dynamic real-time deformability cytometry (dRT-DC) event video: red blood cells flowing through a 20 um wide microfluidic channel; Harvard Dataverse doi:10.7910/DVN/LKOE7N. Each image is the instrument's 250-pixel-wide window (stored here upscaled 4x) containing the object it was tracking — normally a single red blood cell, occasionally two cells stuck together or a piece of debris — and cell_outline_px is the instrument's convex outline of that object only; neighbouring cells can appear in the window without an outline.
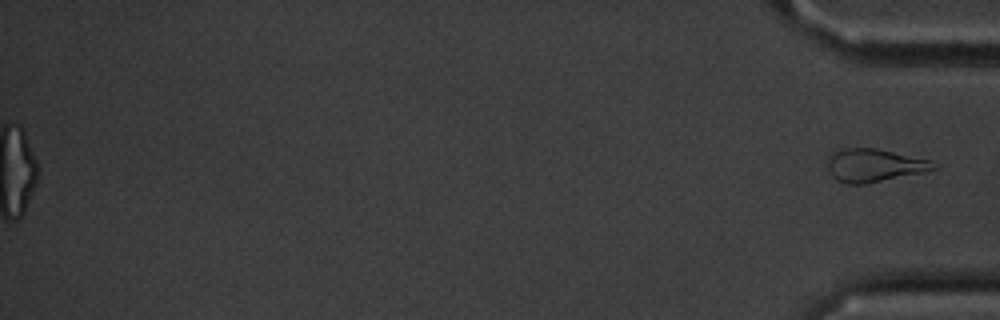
{"species": "common noctule bat (a hibernating species)", "species_latin": "Nyctalus noctula", "temperature_condition": "cold", "stored_images_in_passage": 44, "segment_of_instrument_passage": [2, 2], "camera_frame_rate_fps": 3000, "um_per_image_px": 0.085, "animal": {"sex": "male", "body_mass_g": 20.1, "forearm_length_mm": 53.5}, "frame": {"image": 1, "passage_image": 44, "time_ms": 14.333, "image_size_px": [1000, 320], "cell_outline_px": [[940, 168], [924, 172], [864, 184], [844, 184], [836, 180], [832, 176], [828, 168], [828, 156], [832, 152], [844, 148], [876, 148], [932, 160]], "centroid_in_image_um": [74.32, 14.05], "position_along_channel_um": 360.9, "area_um2": 20.58}}